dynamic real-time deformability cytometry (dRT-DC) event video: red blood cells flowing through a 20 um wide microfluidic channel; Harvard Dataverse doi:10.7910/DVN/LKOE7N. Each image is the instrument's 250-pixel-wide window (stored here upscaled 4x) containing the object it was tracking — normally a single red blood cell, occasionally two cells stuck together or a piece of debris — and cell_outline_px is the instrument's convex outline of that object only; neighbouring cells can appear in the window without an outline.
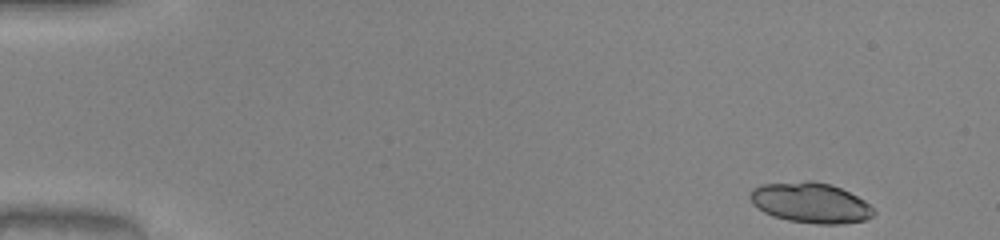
{"species": "common noctule bat (a hibernating species)", "species_latin": "Nyctalus noctula", "temperature_condition": "warm", "stored_images_in_passage": 48, "camera_frame_rate_fps": 3000, "um_per_image_px": 0.085, "animal": {"sex": "male", "body_mass_g": 20.0, "forearm_length_mm": 53.3}, "frame": {"image": 1, "passage_image": 1, "time_ms": 0.0, "image_size_px": [1000, 240], "cell_outline_px": [[876, 212], [872, 216], [864, 220], [844, 224], [816, 224], [788, 220], [772, 216], [764, 212], [752, 204], [748, 196], [752, 188], [760, 184], [808, 180], [812, 180], [828, 184], [840, 188], [864, 200]], "centroid_in_image_um": [68.85, 17.23], "position_along_channel_um": 16.2, "area_um2": 29.19}}